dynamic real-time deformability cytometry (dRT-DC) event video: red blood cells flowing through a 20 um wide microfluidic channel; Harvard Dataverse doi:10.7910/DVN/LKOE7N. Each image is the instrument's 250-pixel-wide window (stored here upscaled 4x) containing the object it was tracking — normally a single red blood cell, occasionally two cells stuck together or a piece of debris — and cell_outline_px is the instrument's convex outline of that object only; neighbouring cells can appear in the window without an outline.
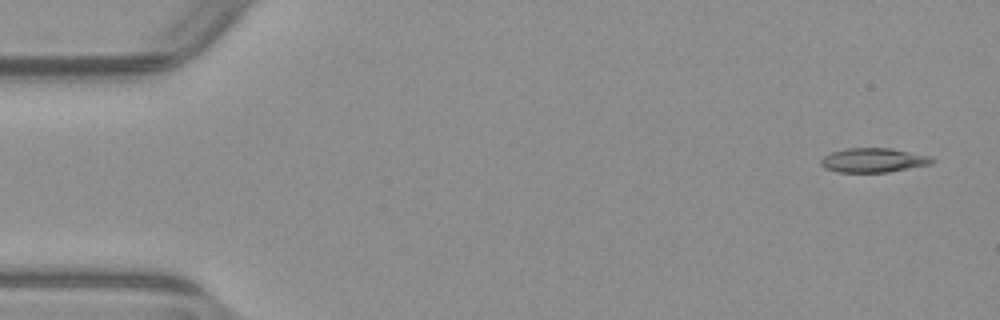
{"species": "common noctule bat (a hibernating species)", "species_latin": "Nyctalus noctula", "temperature_condition": "warm", "stored_images_in_passage": 10, "camera_frame_rate_fps": 3000, "um_per_image_px": 0.085, "animal": {"sex": "male", "body_mass_g": 23.1, "forearm_length_mm": 52.7}, "frame": {"image": 1, "passage_image": 3, "time_ms": 0.667, "image_size_px": [1000, 320], "cell_outline_px": [[936, 160], [932, 164], [888, 172], [836, 172], [824, 168], [820, 164], [820, 160], [824, 156], [832, 152], [848, 148], [888, 148], [932, 156]], "centroid_in_image_um": [74.25, 13.62], "position_along_channel_um": 10.8, "area_um2": 15.78}}